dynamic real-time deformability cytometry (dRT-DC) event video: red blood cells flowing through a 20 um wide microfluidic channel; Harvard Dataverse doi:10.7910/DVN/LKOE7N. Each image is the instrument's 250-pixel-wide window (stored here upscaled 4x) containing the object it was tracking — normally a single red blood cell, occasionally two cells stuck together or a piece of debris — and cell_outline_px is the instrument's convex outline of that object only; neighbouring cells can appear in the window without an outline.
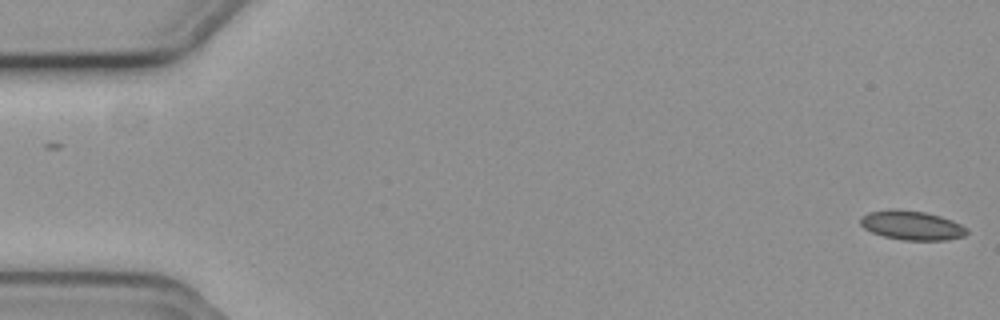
{"species": "common noctule bat (a hibernating species)", "species_latin": "Nyctalus noctula", "temperature_condition": "cold", "stored_images_in_passage": 56, "camera_frame_rate_fps": 3000, "um_per_image_px": 0.085, "animal": {"sex": "female", "body_mass_g": 19.3, "forearm_length_mm": 54.1}, "frame": {"image": 1, "passage_image": 1, "time_ms": 0.0, "image_size_px": [1000, 320], "cell_outline_px": [[968, 232], [964, 236], [948, 240], [904, 240], [884, 236], [872, 232], [864, 228], [860, 224], [860, 220], [868, 212], [888, 208], [896, 208], [924, 212], [940, 216], [952, 220], [968, 228]], "centroid_in_image_um": [77.51, 19.14], "position_along_channel_um": 7.5, "area_um2": 18.21}}
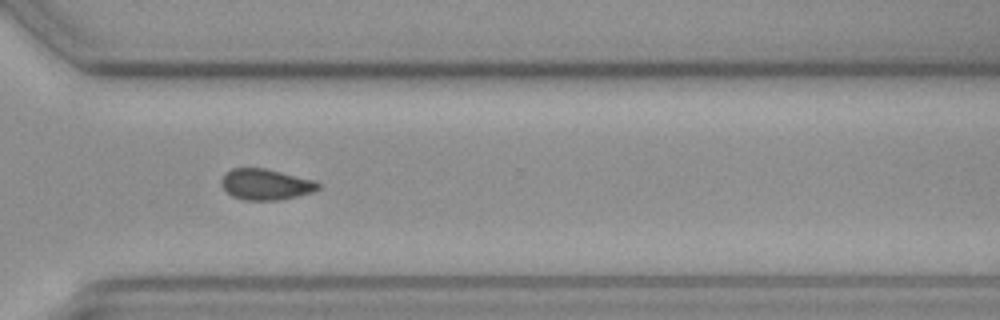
{"frame": {"image": 2, "passage_image": 41, "time_ms": 13.333, "image_size_px": [1000, 320], "cell_outline_px": [[320, 188], [312, 192], [296, 196], [276, 200], [244, 200], [232, 196], [220, 184], [220, 180], [232, 168], [264, 168], [312, 180], [320, 184]], "centroid_in_image_um": [22.56, 15.68], "position_along_channel_um": 348.0, "area_um2": 17.11}}
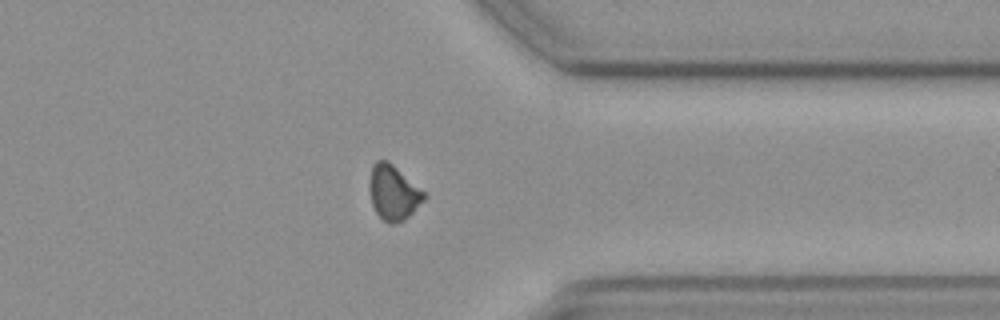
{"frame": {"image": 3, "passage_image": 44, "time_ms": 14.333, "image_size_px": [1000, 320], "cell_outline_px": [[428, 196], [404, 220], [392, 224], [388, 224], [376, 212], [372, 204], [368, 188], [368, 184], [372, 164], [376, 160], [388, 160], [424, 192]], "centroid_in_image_um": [33.4, 16.36], "position_along_channel_um": 378.0, "area_um2": 17.4}, "authors_computed_cell_mechanics": {"area_um2": 17.6868, "velocity_mm_per_s": 3.6992, "shape_relaxation_time_tau1_ms": null, "shape_relaxation_time_tau2_ms": 8.5576, "deformation_change_tau1": null, "deformation_change_tau2": 0.114}}